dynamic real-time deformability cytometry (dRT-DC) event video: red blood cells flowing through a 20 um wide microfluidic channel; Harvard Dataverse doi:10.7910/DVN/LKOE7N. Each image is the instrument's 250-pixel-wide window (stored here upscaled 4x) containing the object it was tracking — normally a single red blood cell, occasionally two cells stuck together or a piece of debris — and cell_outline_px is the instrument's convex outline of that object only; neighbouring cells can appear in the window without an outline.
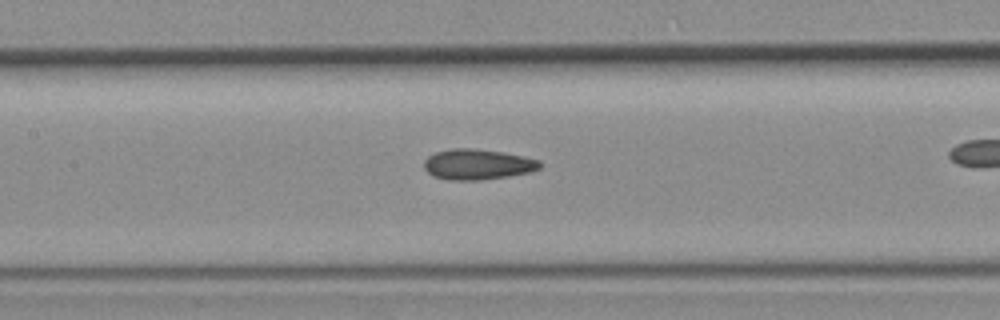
{"species": "common noctule bat (a hibernating species)", "species_latin": "Nyctalus noctula", "temperature_condition": "room temperature", "stored_images_in_passage": 33, "camera_frame_rate_fps": 3000, "um_per_image_px": 0.085, "animal": {"sex": "female", "body_mass_g": 19.3, "forearm_length_mm": 54.1}, "frame": {"image": 1, "passage_image": 19, "time_ms": 6.0, "image_size_px": [1000, 320], "cell_outline_px": [[540, 168], [532, 172], [508, 176], [480, 180], [448, 180], [432, 176], [424, 168], [424, 160], [428, 156], [436, 152], [452, 148], [472, 148], [504, 152], [524, 156], [540, 160]], "centroid_in_image_um": [40.59, 13.97], "position_along_channel_um": 166.8, "area_um2": 20.75}}
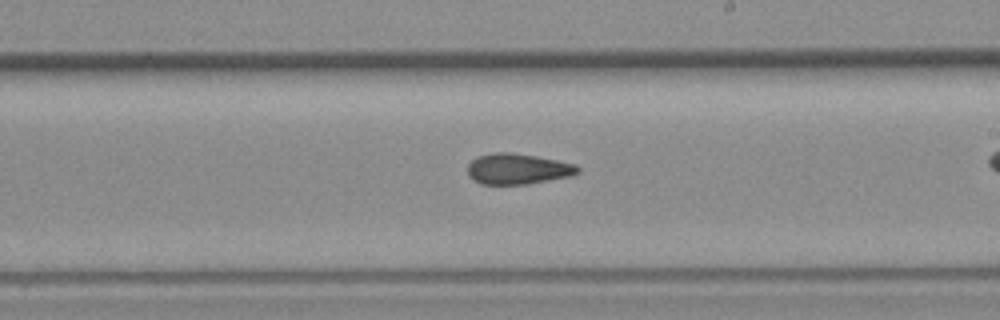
{"frame": {"image": 2, "passage_image": 24, "time_ms": 7.667, "image_size_px": [1000, 320], "cell_outline_px": [[580, 172], [572, 176], [524, 184], [480, 184], [472, 180], [468, 176], [468, 164], [476, 156], [496, 152], [512, 152], [536, 156], [576, 164], [580, 168]], "centroid_in_image_um": [43.99, 14.35], "position_along_channel_um": 245.0, "area_um2": 19.83}}